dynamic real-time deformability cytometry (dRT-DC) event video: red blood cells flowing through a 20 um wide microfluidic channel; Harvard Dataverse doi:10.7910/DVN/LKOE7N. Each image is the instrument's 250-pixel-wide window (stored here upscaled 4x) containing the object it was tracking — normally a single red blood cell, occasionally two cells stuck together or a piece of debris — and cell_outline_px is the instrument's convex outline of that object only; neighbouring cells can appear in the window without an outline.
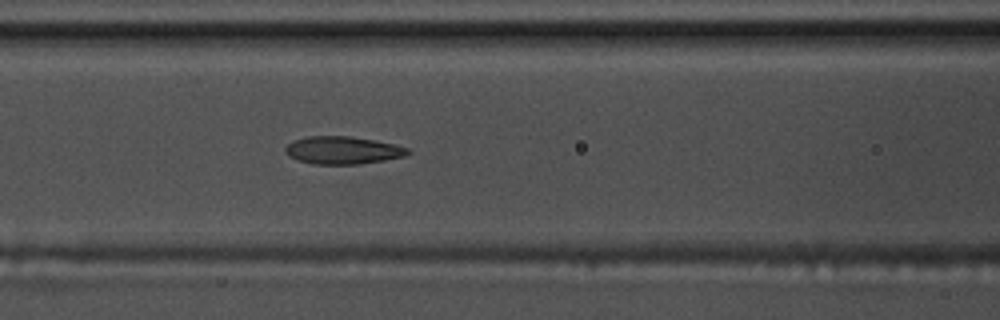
{"species": "common noctule bat (a hibernating species)", "species_latin": "Nyctalus noctula", "temperature_condition": "warm", "stored_images_in_passage": 57, "camera_frame_rate_fps": 3000, "um_per_image_px": 0.085, "animal": {"sex": "male", "body_mass_g": 17.5, "forearm_length_mm": 52.3}, "frame": {"image": 1, "passage_image": 24, "time_ms": 7.667, "image_size_px": [1000, 320], "cell_outline_px": [[412, 152], [404, 156], [384, 160], [356, 164], [312, 164], [296, 160], [288, 156], [284, 152], [284, 148], [288, 144], [296, 140], [308, 136], [352, 136], [376, 140], [408, 148]], "centroid_in_image_um": [29.1, 12.77], "position_along_channel_um": 137.5, "area_um2": 19.77}}
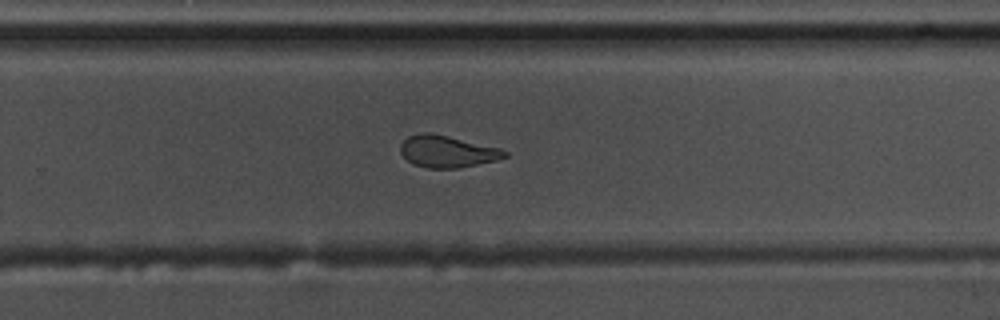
{"frame": {"image": 2, "passage_image": 37, "time_ms": 12.0, "image_size_px": [1000, 320], "cell_outline_px": [[508, 156], [496, 160], [460, 168], [428, 168], [412, 164], [400, 152], [400, 144], [408, 136], [420, 132], [428, 132], [448, 136], [500, 148], [508, 152]], "centroid_in_image_um": [38.0, 12.87], "position_along_channel_um": 291.8, "area_um2": 19.36}}
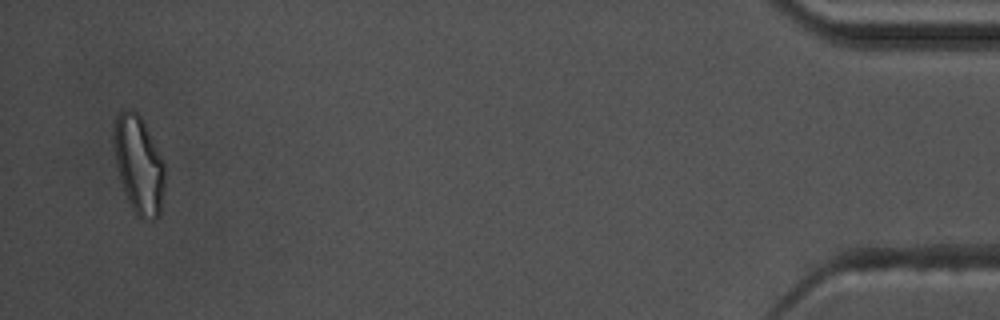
{"frame": {"image": 3, "passage_image": 55, "time_ms": 18.0, "image_size_px": [1000, 320], "cell_outline_px": [[164, 188], [160, 216], [156, 220], [144, 220], [136, 216], [128, 200], [120, 180], [116, 164], [112, 140], [112, 132], [116, 116], [124, 108], [128, 108], [136, 112], [140, 116], [164, 164]], "centroid_in_image_um": [11.77, 14.03], "position_along_channel_um": 423.4, "area_um2": 29.07}, "authors_computed_cell_mechanics": {"area_um2": 20.519, "velocity_mm_per_s": 3.5688, "shape_relaxation_time_tau1_ms": null, "shape_relaxation_time_tau2_ms": 2.1833, "deformation_change_tau1": null, "deformation_change_tau2": 0.0908}}